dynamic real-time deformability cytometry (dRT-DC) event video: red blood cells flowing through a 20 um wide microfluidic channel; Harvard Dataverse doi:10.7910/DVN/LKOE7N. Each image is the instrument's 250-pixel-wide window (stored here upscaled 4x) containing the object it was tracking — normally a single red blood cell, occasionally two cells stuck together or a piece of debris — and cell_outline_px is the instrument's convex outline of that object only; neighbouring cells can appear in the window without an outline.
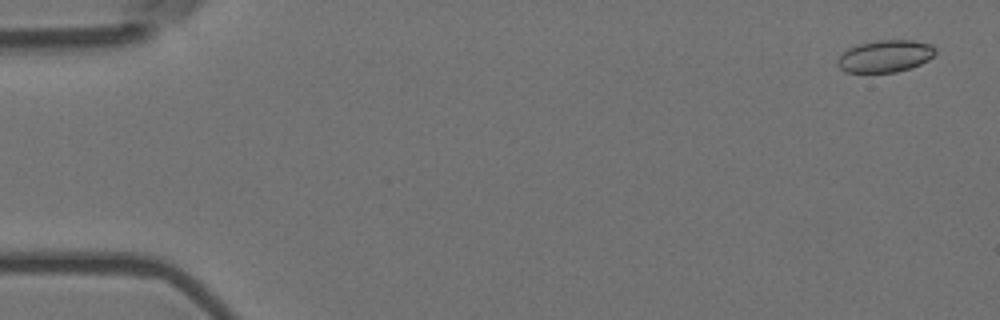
{"species": "Egyptian fruit bat (a non-hibernating species)", "species_latin": "Rousettus aegyptiacus", "temperature_condition": "room temperature", "stored_images_in_passage": 10, "camera_frame_rate_fps": 3000, "um_per_image_px": 0.085, "animal": {"sex": "female"}, "frame": {"image": 1, "passage_image": 1, "time_ms": 0.0, "image_size_px": [1000, 320], "cell_outline_px": [[936, 52], [928, 60], [912, 68], [896, 72], [844, 72], [836, 64], [836, 60], [848, 48], [860, 44], [876, 40], [912, 40], [932, 44], [936, 48]], "centroid_in_image_um": [75.25, 4.77], "position_along_channel_um": 9.7, "area_um2": 18.38}}
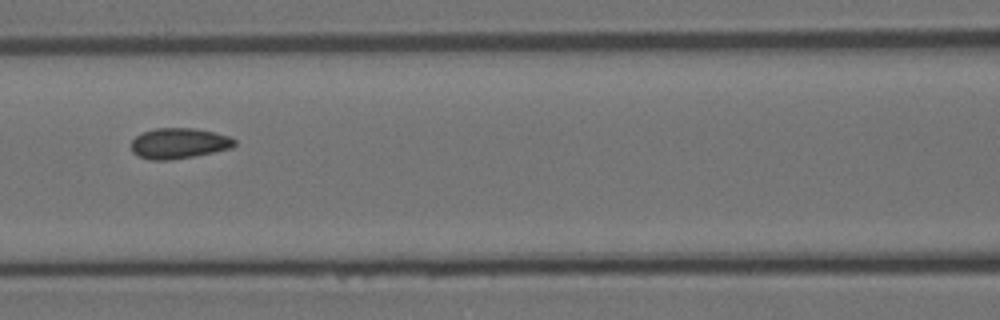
{"frame": {"image": 2, "passage_image": 7, "time_ms": 2.0, "image_size_px": [1000, 320], "cell_outline_px": [[236, 144], [232, 148], [172, 160], [148, 160], [136, 156], [132, 152], [132, 140], [136, 136], [144, 132], [156, 128], [196, 128], [228, 136], [236, 140]], "centroid_in_image_um": [15.18, 12.19], "position_along_channel_um": 151.4, "area_um2": 18.38}}
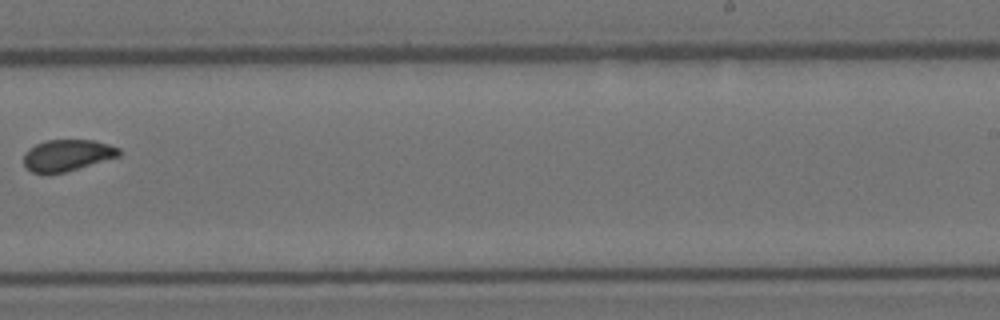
{"frame": {"image": 3, "passage_image": 10, "time_ms": 3.0, "image_size_px": [1000, 320], "cell_outline_px": [[120, 156], [64, 172], [48, 176], [32, 172], [24, 164], [24, 152], [28, 148], [44, 140], [92, 140], [108, 144], [120, 148]], "centroid_in_image_um": [5.67, 13.21], "position_along_channel_um": 283.3, "area_um2": 17.69}}